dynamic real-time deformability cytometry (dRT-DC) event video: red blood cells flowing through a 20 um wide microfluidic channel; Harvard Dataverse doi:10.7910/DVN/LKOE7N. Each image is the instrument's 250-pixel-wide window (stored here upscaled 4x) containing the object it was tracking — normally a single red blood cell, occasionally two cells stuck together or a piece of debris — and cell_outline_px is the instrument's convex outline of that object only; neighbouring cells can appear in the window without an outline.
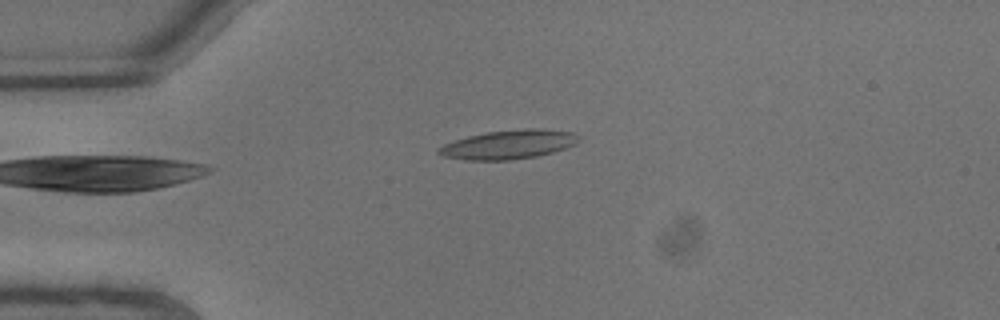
{"species": "common noctule bat (a hibernating species)", "species_latin": "Nyctalus noctula", "temperature_condition": "warm", "stored_images_in_passage": 2, "camera_frame_rate_fps": 3000, "um_per_image_px": 0.085, "animal": {"sex": "male", "body_mass_g": 13.3}, "frame": {"image": 1, "passage_image": 1, "time_ms": 0.0, "image_size_px": [1000, 320], "cell_outline_px": [[580, 140], [576, 144], [552, 152], [536, 156], [508, 160], [464, 160], [444, 156], [436, 152], [436, 148], [444, 144], [468, 136], [488, 132], [524, 128], [532, 128], [572, 132], [580, 136]], "centroid_in_image_um": [43.22, 12.28], "position_along_channel_um": 41.8, "area_um2": 23.52}}